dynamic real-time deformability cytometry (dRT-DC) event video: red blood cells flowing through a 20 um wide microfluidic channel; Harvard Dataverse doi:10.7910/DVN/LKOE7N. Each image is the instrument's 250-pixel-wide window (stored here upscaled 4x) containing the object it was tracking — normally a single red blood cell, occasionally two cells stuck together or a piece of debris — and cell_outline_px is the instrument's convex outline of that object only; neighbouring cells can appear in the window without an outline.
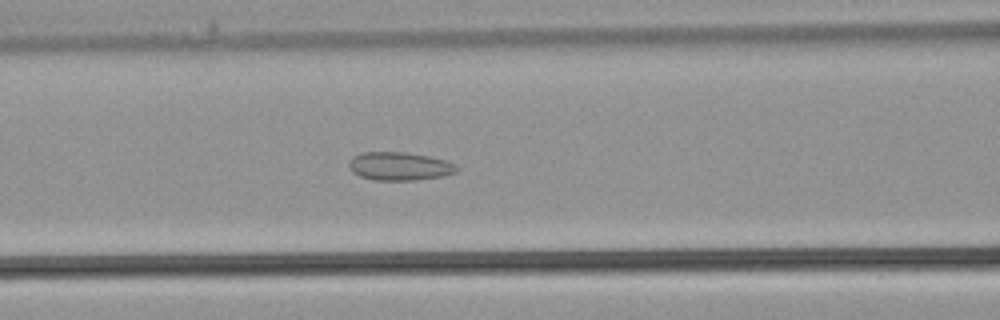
{"species": "common noctule bat (a hibernating species)", "species_latin": "Nyctalus noctula", "temperature_condition": "warm", "stored_images_in_passage": 36, "camera_frame_rate_fps": 3000, "um_per_image_px": 0.085, "animal": {"sex": "male", "body_mass_g": 21.5, "forearm_length_mm": 52.0}, "frame": {"image": 1, "passage_image": 14, "time_ms": 4.333, "image_size_px": [1000, 320], "cell_outline_px": [[460, 168], [456, 172], [444, 176], [416, 180], [372, 180], [360, 176], [352, 172], [348, 168], [348, 164], [352, 156], [364, 152], [404, 152], [428, 156], [444, 160], [456, 164]], "centroid_in_image_um": [33.95, 14.13], "position_along_channel_um": 132.7, "area_um2": 17.92}}
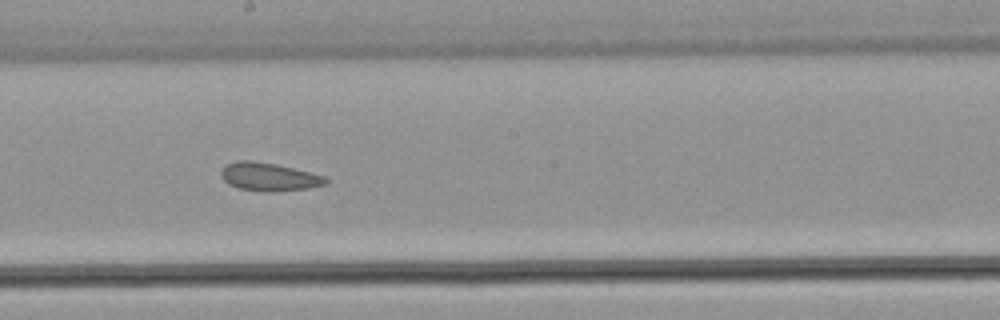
{"frame": {"image": 2, "passage_image": 19, "time_ms": 6.0, "image_size_px": [1000, 320], "cell_outline_px": [[328, 184], [308, 188], [264, 192], [236, 188], [228, 184], [220, 176], [220, 172], [224, 164], [236, 160], [252, 160], [276, 164], [324, 176], [328, 180]], "centroid_in_image_um": [22.79, 15.02], "position_along_channel_um": 225.4, "area_um2": 17.28}}
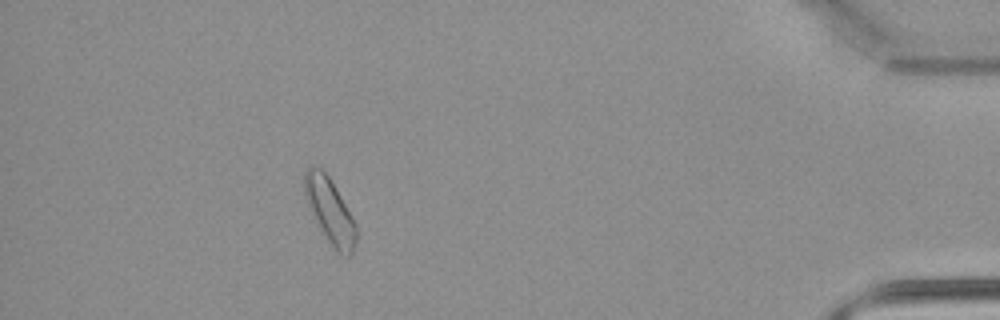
{"frame": {"image": 3, "passage_image": 32, "time_ms": 10.333, "image_size_px": [1000, 320], "cell_outline_px": [[356, 244], [352, 256], [340, 256], [336, 252], [312, 216], [304, 196], [304, 172], [312, 164], [320, 168], [328, 176], [336, 188], [352, 216], [356, 224]], "centroid_in_image_um": [28.04, 17.95], "position_along_channel_um": 407.2, "area_um2": 19.77}}